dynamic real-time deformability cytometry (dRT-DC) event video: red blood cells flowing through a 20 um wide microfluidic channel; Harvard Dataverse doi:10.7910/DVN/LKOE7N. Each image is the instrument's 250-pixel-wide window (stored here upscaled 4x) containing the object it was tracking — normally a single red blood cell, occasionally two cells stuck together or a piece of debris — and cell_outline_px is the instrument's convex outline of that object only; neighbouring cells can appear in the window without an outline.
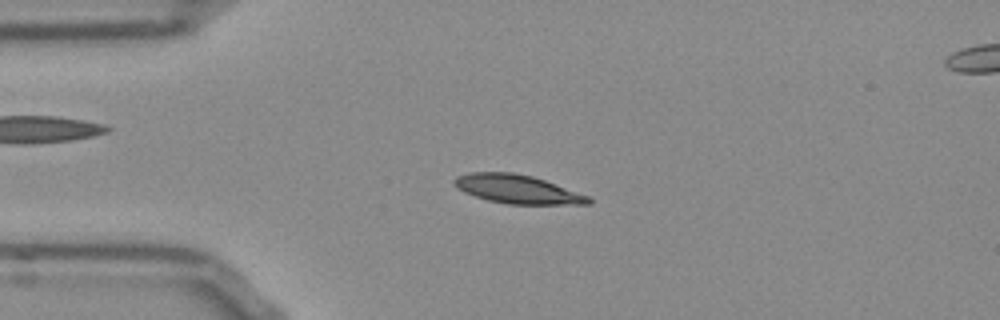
{"species": "Egyptian fruit bat (a non-hibernating species)", "species_latin": "Rousettus aegyptiacus", "temperature_condition": "room temperature", "stored_images_in_passage": 53, "camera_frame_rate_fps": 3000, "um_per_image_px": 0.085, "frame": {"image": 1, "passage_image": 12, "time_ms": 3.667, "image_size_px": [1000, 320], "cell_outline_px": [[592, 204], [508, 204], [488, 200], [464, 192], [452, 180], [456, 176], [468, 172], [512, 172], [532, 176], [544, 180], [588, 196], [592, 200]], "centroid_in_image_um": [43.97, 16.07], "position_along_channel_um": 41.0, "area_um2": 22.14}}
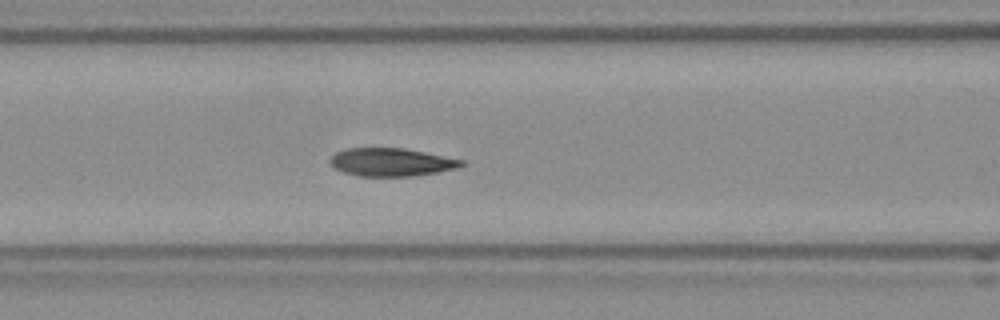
{"frame": {"image": 2, "passage_image": 21, "time_ms": 6.667, "image_size_px": [1000, 320], "cell_outline_px": [[464, 164], [456, 168], [436, 172], [412, 176], [356, 176], [344, 172], [336, 168], [328, 160], [336, 152], [348, 148], [404, 148], [464, 160]], "centroid_in_image_um": [33.24, 13.78], "position_along_channel_um": 133.4, "area_um2": 21.27}}
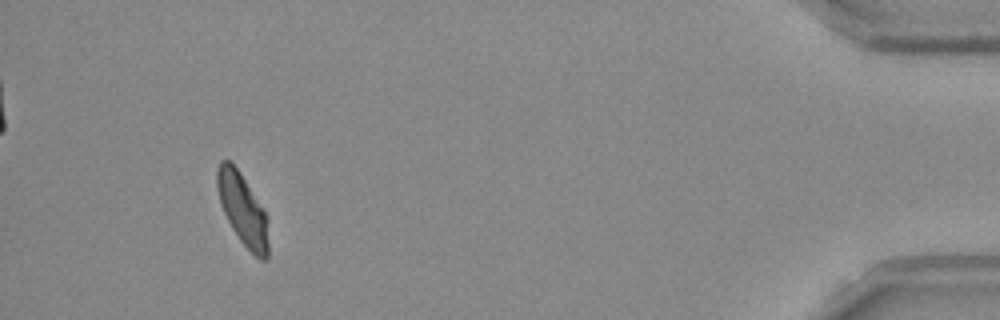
{"frame": {"image": 3, "passage_image": 49, "time_ms": 16.0, "image_size_px": [1000, 320], "cell_outline_px": [[268, 260], [260, 260], [240, 240], [232, 228], [220, 204], [216, 184], [216, 168], [220, 160], [228, 160], [240, 172], [268, 216]], "centroid_in_image_um": [20.63, 17.79], "position_along_channel_um": 414.6, "area_um2": 21.39}, "authors_computed_cell_mechanics": {"area_um2": 21.6172, "velocity_mm_per_s": 3.7877, "shape_relaxation_time_tau1_ms": 4.3525, "shape_relaxation_time_tau2_ms": 1.4481, "deformation_change_tau1": 0.1521, "deformation_change_tau2": 0.0588}}